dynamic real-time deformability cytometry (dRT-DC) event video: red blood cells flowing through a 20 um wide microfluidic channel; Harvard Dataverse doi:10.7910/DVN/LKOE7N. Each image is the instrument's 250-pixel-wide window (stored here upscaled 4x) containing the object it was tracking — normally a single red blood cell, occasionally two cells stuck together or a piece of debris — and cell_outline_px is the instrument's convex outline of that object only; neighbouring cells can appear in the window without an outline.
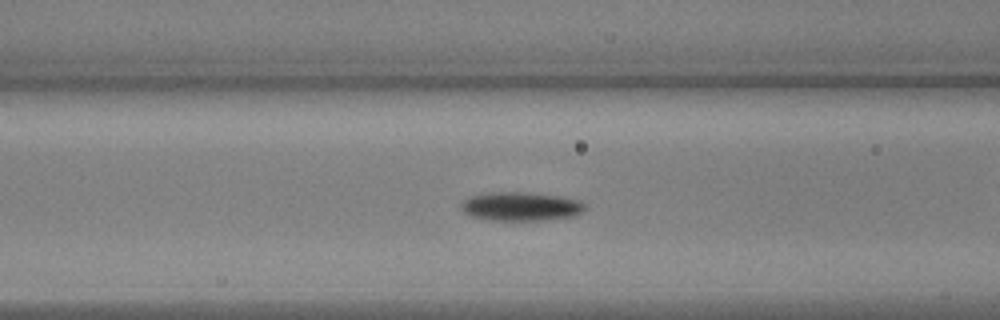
{"species": "common noctule bat (a hibernating species)", "species_latin": "Nyctalus noctula", "temperature_condition": "warm", "stored_images_in_passage": 39, "camera_frame_rate_fps": 3000, "um_per_image_px": 0.085, "animal": {"sex": "male", "body_mass_g": 17.9, "forearm_length_mm": 54.2}, "frame": {"image": 1, "passage_image": 5, "time_ms": 1.333, "image_size_px": [1000, 320], "cell_outline_px": [[588, 208], [584, 212], [576, 216], [544, 220], [488, 220], [472, 216], [464, 212], [460, 208], [460, 204], [464, 200], [472, 196], [488, 192], [524, 192], [560, 196], [580, 200]], "centroid_in_image_um": [44.32, 17.55], "position_along_channel_um": 122.3, "area_um2": 20.98}}
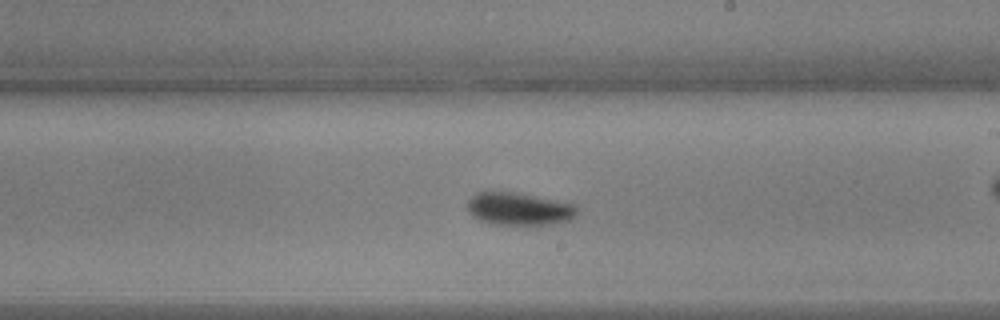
{"frame": {"image": 2, "passage_image": 15, "time_ms": 4.667, "image_size_px": [1000, 320], "cell_outline_px": [[576, 216], [572, 220], [548, 224], [492, 224], [480, 220], [472, 216], [468, 212], [468, 200], [476, 192], [516, 192], [576, 204]], "centroid_in_image_um": [44.12, 17.75], "position_along_channel_um": 244.9, "area_um2": 20.81}}
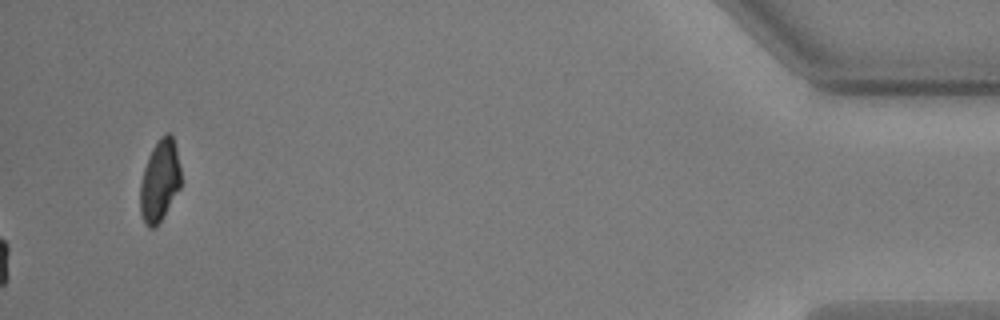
{"frame": {"image": 3, "passage_image": 39, "time_ms": 12.667, "image_size_px": [1000, 320], "cell_outline_px": [[180, 188], [156, 228], [148, 228], [144, 224], [140, 212], [140, 184], [144, 168], [148, 156], [152, 148], [160, 136], [164, 132], [168, 132], [172, 136], [176, 148], [180, 168]], "centroid_in_image_um": [13.56, 15.37], "position_along_channel_um": 421.6, "area_um2": 19.48}, "authors_computed_cell_mechanics": {"area_um2": 20.0566, "velocity_mm_per_s": 3.6842, "shape_relaxation_time_tau1_ms": 2.7059, "shape_relaxation_time_tau2_ms": 9.8813, "deformation_change_tau1": 0.1191, "deformation_change_tau2": 0.1166}}